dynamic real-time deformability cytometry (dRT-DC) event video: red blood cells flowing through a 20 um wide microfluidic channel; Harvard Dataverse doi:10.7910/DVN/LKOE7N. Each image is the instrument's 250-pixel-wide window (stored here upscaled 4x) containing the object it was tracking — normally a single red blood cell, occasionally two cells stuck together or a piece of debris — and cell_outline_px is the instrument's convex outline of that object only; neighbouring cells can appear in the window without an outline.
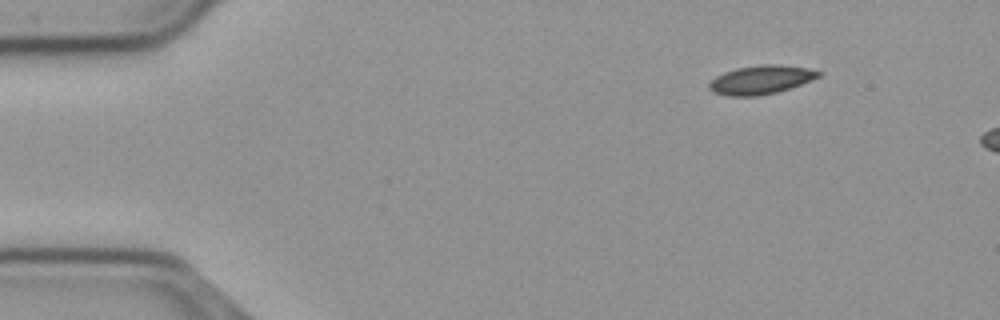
{"species": "common noctule bat (a hibernating species)", "species_latin": "Nyctalus noctula", "temperature_condition": "cold", "stored_images_in_passage": 8, "camera_frame_rate_fps": 3000, "um_per_image_px": 0.085, "animal": {"sex": "male", "body_mass_g": 23.1, "forearm_length_mm": 52.7}, "frame": {"image": 1, "passage_image": 1, "time_ms": 0.0, "image_size_px": [1000, 320], "cell_outline_px": [[824, 72], [820, 76], [812, 80], [776, 92], [756, 96], [728, 96], [712, 92], [708, 88], [708, 84], [716, 76], [724, 72], [736, 68], [764, 64], [780, 64], [808, 68]], "centroid_in_image_um": [64.67, 6.77], "position_along_channel_um": 20.3, "area_um2": 18.32}}